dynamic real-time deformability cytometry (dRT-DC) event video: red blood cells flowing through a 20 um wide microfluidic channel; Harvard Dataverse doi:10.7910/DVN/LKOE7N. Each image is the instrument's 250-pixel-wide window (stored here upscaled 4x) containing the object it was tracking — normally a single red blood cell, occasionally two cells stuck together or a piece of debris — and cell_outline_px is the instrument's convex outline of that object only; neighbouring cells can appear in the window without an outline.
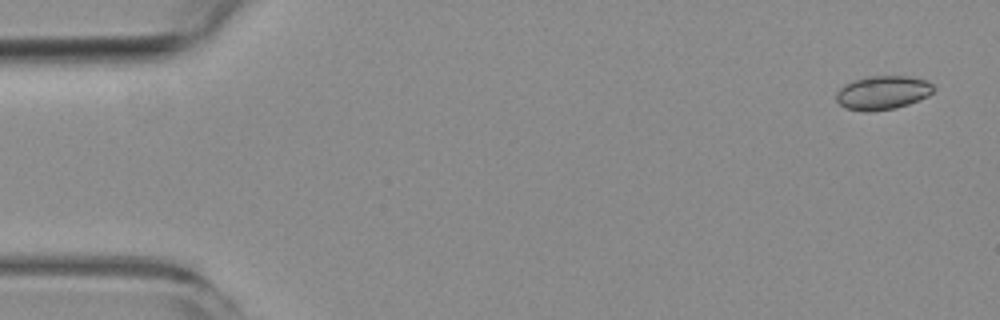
{"species": "common noctule bat (a hibernating species)", "species_latin": "Nyctalus noctula", "temperature_condition": "room temperature", "stored_images_in_passage": 5, "camera_frame_rate_fps": 3000, "um_per_image_px": 0.085, "animal": {"sex": "female", "body_mass_g": 19.3, "forearm_length_mm": 54.1}, "frame": {"image": 1, "passage_image": 1, "time_ms": 0.0, "image_size_px": [1000, 320], "cell_outline_px": [[936, 88], [928, 96], [908, 104], [896, 108], [868, 112], [864, 112], [844, 108], [836, 100], [836, 92], [844, 84], [868, 76], [908, 76], [928, 80]], "centroid_in_image_um": [75.03, 7.88], "position_along_channel_um": 10.0, "area_um2": 19.31}}